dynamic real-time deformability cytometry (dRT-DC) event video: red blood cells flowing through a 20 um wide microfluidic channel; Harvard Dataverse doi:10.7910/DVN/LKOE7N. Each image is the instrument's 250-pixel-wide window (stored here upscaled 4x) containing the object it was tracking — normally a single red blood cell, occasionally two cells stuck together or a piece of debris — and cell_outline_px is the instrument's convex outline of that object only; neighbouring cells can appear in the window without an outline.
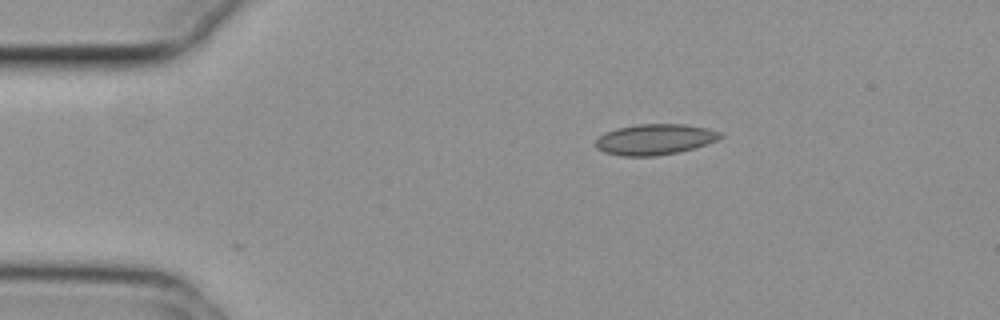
{"species": "common noctule bat (a hibernating species)", "species_latin": "Nyctalus noctula", "temperature_condition": "cold", "stored_images_in_passage": 8, "camera_frame_rate_fps": 3000, "um_per_image_px": 0.085, "animal": {"sex": "female", "body_mass_g": 29.2, "forearm_length_mm": 56.3}, "frame": {"image": 1, "passage_image": 1, "time_ms": 0.0, "image_size_px": [1000, 320], "cell_outline_px": [[724, 136], [716, 140], [680, 152], [656, 156], [620, 156], [604, 152], [596, 148], [596, 140], [604, 132], [616, 128], [636, 124], [684, 124], [704, 128], [720, 132]], "centroid_in_image_um": [55.61, 11.85], "position_along_channel_um": 29.4, "area_um2": 22.25}}
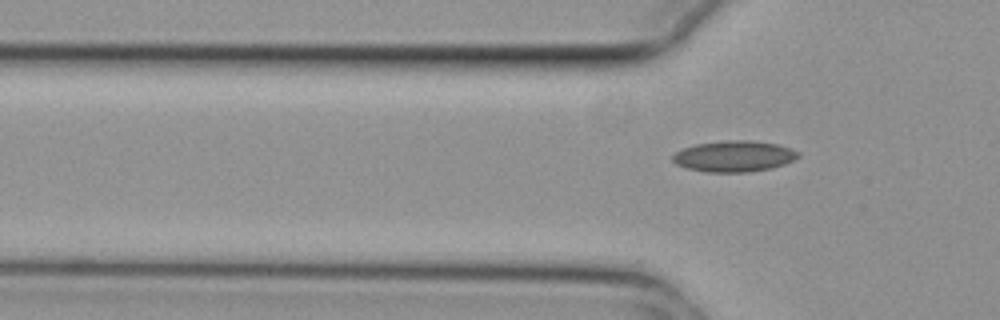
{"frame": {"image": 2, "passage_image": 8, "time_ms": 2.333, "image_size_px": [1000, 320], "cell_outline_px": [[800, 156], [784, 164], [772, 168], [748, 172], [704, 172], [688, 168], [676, 164], [672, 160], [672, 156], [676, 152], [684, 148], [696, 144], [728, 140], [752, 140], [776, 144], [792, 148], [800, 152]], "centroid_in_image_um": [62.41, 13.28], "position_along_channel_um": 63.4, "area_um2": 22.72}}